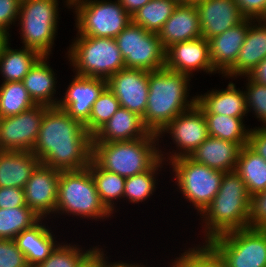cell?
<instances>
[{
	"mask_svg": "<svg viewBox=\"0 0 266 267\" xmlns=\"http://www.w3.org/2000/svg\"><path fill=\"white\" fill-rule=\"evenodd\" d=\"M93 137L82 123L58 106H47L32 152L40 163L59 171L87 168Z\"/></svg>",
	"mask_w": 266,
	"mask_h": 267,
	"instance_id": "6da1fadb",
	"label": "cell"
},
{
	"mask_svg": "<svg viewBox=\"0 0 266 267\" xmlns=\"http://www.w3.org/2000/svg\"><path fill=\"white\" fill-rule=\"evenodd\" d=\"M190 79L166 67L148 72L149 93L142 120L151 133L158 135L180 113L196 104V96L187 99Z\"/></svg>",
	"mask_w": 266,
	"mask_h": 267,
	"instance_id": "7a4b0ae2",
	"label": "cell"
},
{
	"mask_svg": "<svg viewBox=\"0 0 266 267\" xmlns=\"http://www.w3.org/2000/svg\"><path fill=\"white\" fill-rule=\"evenodd\" d=\"M249 201L242 178L235 171L224 173L217 195L201 213V218H205L204 243L226 232L247 228Z\"/></svg>",
	"mask_w": 266,
	"mask_h": 267,
	"instance_id": "3957f363",
	"label": "cell"
},
{
	"mask_svg": "<svg viewBox=\"0 0 266 267\" xmlns=\"http://www.w3.org/2000/svg\"><path fill=\"white\" fill-rule=\"evenodd\" d=\"M157 134L121 142L92 143V159L103 169L122 177L149 170L164 155ZM157 141V143H156Z\"/></svg>",
	"mask_w": 266,
	"mask_h": 267,
	"instance_id": "277c9868",
	"label": "cell"
},
{
	"mask_svg": "<svg viewBox=\"0 0 266 267\" xmlns=\"http://www.w3.org/2000/svg\"><path fill=\"white\" fill-rule=\"evenodd\" d=\"M77 36L68 51L75 75L108 80L125 68L115 38Z\"/></svg>",
	"mask_w": 266,
	"mask_h": 267,
	"instance_id": "5b68a950",
	"label": "cell"
},
{
	"mask_svg": "<svg viewBox=\"0 0 266 267\" xmlns=\"http://www.w3.org/2000/svg\"><path fill=\"white\" fill-rule=\"evenodd\" d=\"M57 212L95 220L112 214L102 203L88 167L60 172Z\"/></svg>",
	"mask_w": 266,
	"mask_h": 267,
	"instance_id": "8992f818",
	"label": "cell"
},
{
	"mask_svg": "<svg viewBox=\"0 0 266 267\" xmlns=\"http://www.w3.org/2000/svg\"><path fill=\"white\" fill-rule=\"evenodd\" d=\"M70 6L75 8L77 35L115 38L132 22L118 0H70Z\"/></svg>",
	"mask_w": 266,
	"mask_h": 267,
	"instance_id": "52a82bcc",
	"label": "cell"
},
{
	"mask_svg": "<svg viewBox=\"0 0 266 267\" xmlns=\"http://www.w3.org/2000/svg\"><path fill=\"white\" fill-rule=\"evenodd\" d=\"M58 5L57 0L21 1L18 19L24 47L50 55L57 33Z\"/></svg>",
	"mask_w": 266,
	"mask_h": 267,
	"instance_id": "ba28073f",
	"label": "cell"
},
{
	"mask_svg": "<svg viewBox=\"0 0 266 267\" xmlns=\"http://www.w3.org/2000/svg\"><path fill=\"white\" fill-rule=\"evenodd\" d=\"M226 267H266V230L243 228L212 238L207 243Z\"/></svg>",
	"mask_w": 266,
	"mask_h": 267,
	"instance_id": "9c48e42d",
	"label": "cell"
},
{
	"mask_svg": "<svg viewBox=\"0 0 266 267\" xmlns=\"http://www.w3.org/2000/svg\"><path fill=\"white\" fill-rule=\"evenodd\" d=\"M169 162L181 193L201 214L217 195L224 172L197 163L189 156Z\"/></svg>",
	"mask_w": 266,
	"mask_h": 267,
	"instance_id": "30bf717a",
	"label": "cell"
},
{
	"mask_svg": "<svg viewBox=\"0 0 266 267\" xmlns=\"http://www.w3.org/2000/svg\"><path fill=\"white\" fill-rule=\"evenodd\" d=\"M115 40L125 68L149 72L165 68L166 49L157 33L148 32L131 22Z\"/></svg>",
	"mask_w": 266,
	"mask_h": 267,
	"instance_id": "8fae6325",
	"label": "cell"
},
{
	"mask_svg": "<svg viewBox=\"0 0 266 267\" xmlns=\"http://www.w3.org/2000/svg\"><path fill=\"white\" fill-rule=\"evenodd\" d=\"M46 105L37 104L22 113L1 118L0 151H32Z\"/></svg>",
	"mask_w": 266,
	"mask_h": 267,
	"instance_id": "7c38bea8",
	"label": "cell"
},
{
	"mask_svg": "<svg viewBox=\"0 0 266 267\" xmlns=\"http://www.w3.org/2000/svg\"><path fill=\"white\" fill-rule=\"evenodd\" d=\"M166 132L170 133L179 149V152L176 150L175 153L172 152L173 154L169 156L170 161L178 157L190 156L209 137L205 116L196 104L169 122L160 131L158 137L160 138V135Z\"/></svg>",
	"mask_w": 266,
	"mask_h": 267,
	"instance_id": "4fadbf2b",
	"label": "cell"
},
{
	"mask_svg": "<svg viewBox=\"0 0 266 267\" xmlns=\"http://www.w3.org/2000/svg\"><path fill=\"white\" fill-rule=\"evenodd\" d=\"M148 72L124 68L107 80V87L119 100L120 107L143 118L149 93Z\"/></svg>",
	"mask_w": 266,
	"mask_h": 267,
	"instance_id": "5bb4252c",
	"label": "cell"
},
{
	"mask_svg": "<svg viewBox=\"0 0 266 267\" xmlns=\"http://www.w3.org/2000/svg\"><path fill=\"white\" fill-rule=\"evenodd\" d=\"M60 172L40 163L24 187L27 206L41 219L56 211Z\"/></svg>",
	"mask_w": 266,
	"mask_h": 267,
	"instance_id": "9a60e30c",
	"label": "cell"
},
{
	"mask_svg": "<svg viewBox=\"0 0 266 267\" xmlns=\"http://www.w3.org/2000/svg\"><path fill=\"white\" fill-rule=\"evenodd\" d=\"M106 87L105 79L76 75L57 106L85 125L89 121L93 103Z\"/></svg>",
	"mask_w": 266,
	"mask_h": 267,
	"instance_id": "2e32d148",
	"label": "cell"
},
{
	"mask_svg": "<svg viewBox=\"0 0 266 267\" xmlns=\"http://www.w3.org/2000/svg\"><path fill=\"white\" fill-rule=\"evenodd\" d=\"M165 67L189 77L196 70L216 73L210 61L208 40L202 36L194 40L174 43L168 47Z\"/></svg>",
	"mask_w": 266,
	"mask_h": 267,
	"instance_id": "e0dca14e",
	"label": "cell"
},
{
	"mask_svg": "<svg viewBox=\"0 0 266 267\" xmlns=\"http://www.w3.org/2000/svg\"><path fill=\"white\" fill-rule=\"evenodd\" d=\"M196 7L201 34L207 40L246 19L235 0H205L196 4Z\"/></svg>",
	"mask_w": 266,
	"mask_h": 267,
	"instance_id": "ac0fdd59",
	"label": "cell"
},
{
	"mask_svg": "<svg viewBox=\"0 0 266 267\" xmlns=\"http://www.w3.org/2000/svg\"><path fill=\"white\" fill-rule=\"evenodd\" d=\"M249 28V18L210 39L209 55L217 73L225 74L237 61Z\"/></svg>",
	"mask_w": 266,
	"mask_h": 267,
	"instance_id": "d6986e66",
	"label": "cell"
},
{
	"mask_svg": "<svg viewBox=\"0 0 266 267\" xmlns=\"http://www.w3.org/2000/svg\"><path fill=\"white\" fill-rule=\"evenodd\" d=\"M199 13L196 5L178 4L173 14L158 32L165 49L174 43L194 40L201 37Z\"/></svg>",
	"mask_w": 266,
	"mask_h": 267,
	"instance_id": "ffe728a7",
	"label": "cell"
},
{
	"mask_svg": "<svg viewBox=\"0 0 266 267\" xmlns=\"http://www.w3.org/2000/svg\"><path fill=\"white\" fill-rule=\"evenodd\" d=\"M258 22V25L255 22ZM253 22V23H252ZM266 58V23L249 19V28L235 64L224 74L226 77L246 76Z\"/></svg>",
	"mask_w": 266,
	"mask_h": 267,
	"instance_id": "44dd1931",
	"label": "cell"
},
{
	"mask_svg": "<svg viewBox=\"0 0 266 267\" xmlns=\"http://www.w3.org/2000/svg\"><path fill=\"white\" fill-rule=\"evenodd\" d=\"M247 143H234L209 136L189 156L195 162L224 173L235 171L238 157Z\"/></svg>",
	"mask_w": 266,
	"mask_h": 267,
	"instance_id": "7402d4cb",
	"label": "cell"
},
{
	"mask_svg": "<svg viewBox=\"0 0 266 267\" xmlns=\"http://www.w3.org/2000/svg\"><path fill=\"white\" fill-rule=\"evenodd\" d=\"M150 131L142 117L120 107L92 137V143L121 142L146 137Z\"/></svg>",
	"mask_w": 266,
	"mask_h": 267,
	"instance_id": "603a6c76",
	"label": "cell"
},
{
	"mask_svg": "<svg viewBox=\"0 0 266 267\" xmlns=\"http://www.w3.org/2000/svg\"><path fill=\"white\" fill-rule=\"evenodd\" d=\"M196 105L203 114H219L235 118L247 116L245 93L229 82L224 90H213L196 96Z\"/></svg>",
	"mask_w": 266,
	"mask_h": 267,
	"instance_id": "cb8c5ba5",
	"label": "cell"
},
{
	"mask_svg": "<svg viewBox=\"0 0 266 267\" xmlns=\"http://www.w3.org/2000/svg\"><path fill=\"white\" fill-rule=\"evenodd\" d=\"M39 164L32 151H0V187L24 189Z\"/></svg>",
	"mask_w": 266,
	"mask_h": 267,
	"instance_id": "d4e9b609",
	"label": "cell"
},
{
	"mask_svg": "<svg viewBox=\"0 0 266 267\" xmlns=\"http://www.w3.org/2000/svg\"><path fill=\"white\" fill-rule=\"evenodd\" d=\"M41 220L14 238L29 267H36L44 262L57 246L53 232H50L49 227L46 228Z\"/></svg>",
	"mask_w": 266,
	"mask_h": 267,
	"instance_id": "484cf974",
	"label": "cell"
},
{
	"mask_svg": "<svg viewBox=\"0 0 266 267\" xmlns=\"http://www.w3.org/2000/svg\"><path fill=\"white\" fill-rule=\"evenodd\" d=\"M48 56H41L31 67L29 72L23 78L22 82L27 89L30 97L36 104L46 106H57L58 99H54L56 94L57 79L55 73L47 61Z\"/></svg>",
	"mask_w": 266,
	"mask_h": 267,
	"instance_id": "4316f807",
	"label": "cell"
},
{
	"mask_svg": "<svg viewBox=\"0 0 266 267\" xmlns=\"http://www.w3.org/2000/svg\"><path fill=\"white\" fill-rule=\"evenodd\" d=\"M42 55L31 48L12 49L8 44L0 57V72L3 82L22 81L31 67Z\"/></svg>",
	"mask_w": 266,
	"mask_h": 267,
	"instance_id": "83f0119b",
	"label": "cell"
},
{
	"mask_svg": "<svg viewBox=\"0 0 266 267\" xmlns=\"http://www.w3.org/2000/svg\"><path fill=\"white\" fill-rule=\"evenodd\" d=\"M235 172L245 182L250 196L266 189V161L247 145L240 151Z\"/></svg>",
	"mask_w": 266,
	"mask_h": 267,
	"instance_id": "f1b7e54d",
	"label": "cell"
},
{
	"mask_svg": "<svg viewBox=\"0 0 266 267\" xmlns=\"http://www.w3.org/2000/svg\"><path fill=\"white\" fill-rule=\"evenodd\" d=\"M88 169L102 203L113 214L114 201L124 198L125 177L101 168L91 159Z\"/></svg>",
	"mask_w": 266,
	"mask_h": 267,
	"instance_id": "f546056e",
	"label": "cell"
},
{
	"mask_svg": "<svg viewBox=\"0 0 266 267\" xmlns=\"http://www.w3.org/2000/svg\"><path fill=\"white\" fill-rule=\"evenodd\" d=\"M178 4L175 0H150L131 16L132 23L158 34Z\"/></svg>",
	"mask_w": 266,
	"mask_h": 267,
	"instance_id": "4dcf8cb0",
	"label": "cell"
},
{
	"mask_svg": "<svg viewBox=\"0 0 266 267\" xmlns=\"http://www.w3.org/2000/svg\"><path fill=\"white\" fill-rule=\"evenodd\" d=\"M37 105L22 81L3 82L0 85L1 118L15 116Z\"/></svg>",
	"mask_w": 266,
	"mask_h": 267,
	"instance_id": "1f68e13d",
	"label": "cell"
},
{
	"mask_svg": "<svg viewBox=\"0 0 266 267\" xmlns=\"http://www.w3.org/2000/svg\"><path fill=\"white\" fill-rule=\"evenodd\" d=\"M208 134L234 143H248L250 130L246 129L242 118L219 114H204Z\"/></svg>",
	"mask_w": 266,
	"mask_h": 267,
	"instance_id": "d6a6232c",
	"label": "cell"
},
{
	"mask_svg": "<svg viewBox=\"0 0 266 267\" xmlns=\"http://www.w3.org/2000/svg\"><path fill=\"white\" fill-rule=\"evenodd\" d=\"M39 218L28 206L0 209V239H14Z\"/></svg>",
	"mask_w": 266,
	"mask_h": 267,
	"instance_id": "836d02e7",
	"label": "cell"
},
{
	"mask_svg": "<svg viewBox=\"0 0 266 267\" xmlns=\"http://www.w3.org/2000/svg\"><path fill=\"white\" fill-rule=\"evenodd\" d=\"M164 159H159L149 170L125 179L124 198L131 203L143 202L156 190V173ZM155 176V177H154Z\"/></svg>",
	"mask_w": 266,
	"mask_h": 267,
	"instance_id": "e575fe53",
	"label": "cell"
},
{
	"mask_svg": "<svg viewBox=\"0 0 266 267\" xmlns=\"http://www.w3.org/2000/svg\"><path fill=\"white\" fill-rule=\"evenodd\" d=\"M120 108L119 100L106 87L93 103L89 121L84 125L86 131L93 136Z\"/></svg>",
	"mask_w": 266,
	"mask_h": 267,
	"instance_id": "d590c367",
	"label": "cell"
},
{
	"mask_svg": "<svg viewBox=\"0 0 266 267\" xmlns=\"http://www.w3.org/2000/svg\"><path fill=\"white\" fill-rule=\"evenodd\" d=\"M179 267H226L223 260L207 244L185 250L175 258Z\"/></svg>",
	"mask_w": 266,
	"mask_h": 267,
	"instance_id": "8d00e7d4",
	"label": "cell"
},
{
	"mask_svg": "<svg viewBox=\"0 0 266 267\" xmlns=\"http://www.w3.org/2000/svg\"><path fill=\"white\" fill-rule=\"evenodd\" d=\"M80 249L78 245L74 246L70 243L69 245L58 244L50 256L36 267H76L78 262L91 250L90 248L83 252Z\"/></svg>",
	"mask_w": 266,
	"mask_h": 267,
	"instance_id": "74e56055",
	"label": "cell"
},
{
	"mask_svg": "<svg viewBox=\"0 0 266 267\" xmlns=\"http://www.w3.org/2000/svg\"><path fill=\"white\" fill-rule=\"evenodd\" d=\"M248 83L246 84L245 98L248 112L252 109L256 117L266 127V85L260 84L252 80L248 75Z\"/></svg>",
	"mask_w": 266,
	"mask_h": 267,
	"instance_id": "f35d334b",
	"label": "cell"
},
{
	"mask_svg": "<svg viewBox=\"0 0 266 267\" xmlns=\"http://www.w3.org/2000/svg\"><path fill=\"white\" fill-rule=\"evenodd\" d=\"M248 227L266 230V189L250 196Z\"/></svg>",
	"mask_w": 266,
	"mask_h": 267,
	"instance_id": "ab89813d",
	"label": "cell"
},
{
	"mask_svg": "<svg viewBox=\"0 0 266 267\" xmlns=\"http://www.w3.org/2000/svg\"><path fill=\"white\" fill-rule=\"evenodd\" d=\"M0 267H29L14 239H0Z\"/></svg>",
	"mask_w": 266,
	"mask_h": 267,
	"instance_id": "60d3db41",
	"label": "cell"
},
{
	"mask_svg": "<svg viewBox=\"0 0 266 267\" xmlns=\"http://www.w3.org/2000/svg\"><path fill=\"white\" fill-rule=\"evenodd\" d=\"M22 0H0V29L9 33L12 23L16 22ZM11 24V25H10Z\"/></svg>",
	"mask_w": 266,
	"mask_h": 267,
	"instance_id": "b9f144b4",
	"label": "cell"
},
{
	"mask_svg": "<svg viewBox=\"0 0 266 267\" xmlns=\"http://www.w3.org/2000/svg\"><path fill=\"white\" fill-rule=\"evenodd\" d=\"M27 206L25 192L17 187H0V209Z\"/></svg>",
	"mask_w": 266,
	"mask_h": 267,
	"instance_id": "7bdbcfd3",
	"label": "cell"
},
{
	"mask_svg": "<svg viewBox=\"0 0 266 267\" xmlns=\"http://www.w3.org/2000/svg\"><path fill=\"white\" fill-rule=\"evenodd\" d=\"M242 14L249 19H261L266 13V0H235Z\"/></svg>",
	"mask_w": 266,
	"mask_h": 267,
	"instance_id": "ee69618b",
	"label": "cell"
},
{
	"mask_svg": "<svg viewBox=\"0 0 266 267\" xmlns=\"http://www.w3.org/2000/svg\"><path fill=\"white\" fill-rule=\"evenodd\" d=\"M247 146L266 161V127L251 128Z\"/></svg>",
	"mask_w": 266,
	"mask_h": 267,
	"instance_id": "f6af8a7d",
	"label": "cell"
},
{
	"mask_svg": "<svg viewBox=\"0 0 266 267\" xmlns=\"http://www.w3.org/2000/svg\"><path fill=\"white\" fill-rule=\"evenodd\" d=\"M104 252L98 247H93L76 265V267H103Z\"/></svg>",
	"mask_w": 266,
	"mask_h": 267,
	"instance_id": "bcb514c9",
	"label": "cell"
},
{
	"mask_svg": "<svg viewBox=\"0 0 266 267\" xmlns=\"http://www.w3.org/2000/svg\"><path fill=\"white\" fill-rule=\"evenodd\" d=\"M252 80L266 85V58L248 75Z\"/></svg>",
	"mask_w": 266,
	"mask_h": 267,
	"instance_id": "7dc6e473",
	"label": "cell"
},
{
	"mask_svg": "<svg viewBox=\"0 0 266 267\" xmlns=\"http://www.w3.org/2000/svg\"><path fill=\"white\" fill-rule=\"evenodd\" d=\"M124 9L132 16L150 0H118Z\"/></svg>",
	"mask_w": 266,
	"mask_h": 267,
	"instance_id": "c3c4849f",
	"label": "cell"
},
{
	"mask_svg": "<svg viewBox=\"0 0 266 267\" xmlns=\"http://www.w3.org/2000/svg\"><path fill=\"white\" fill-rule=\"evenodd\" d=\"M103 267H145L144 265H141V263H140V265L137 263V264H135V263H133V264H129V263H125V262H108L107 260H106V258H105V260H104V265H103Z\"/></svg>",
	"mask_w": 266,
	"mask_h": 267,
	"instance_id": "681fc988",
	"label": "cell"
},
{
	"mask_svg": "<svg viewBox=\"0 0 266 267\" xmlns=\"http://www.w3.org/2000/svg\"><path fill=\"white\" fill-rule=\"evenodd\" d=\"M10 34L0 29V57L2 54L3 48L9 44V36Z\"/></svg>",
	"mask_w": 266,
	"mask_h": 267,
	"instance_id": "f907efd6",
	"label": "cell"
},
{
	"mask_svg": "<svg viewBox=\"0 0 266 267\" xmlns=\"http://www.w3.org/2000/svg\"><path fill=\"white\" fill-rule=\"evenodd\" d=\"M202 1H205V0H188V4L196 5V4H198L199 2H202Z\"/></svg>",
	"mask_w": 266,
	"mask_h": 267,
	"instance_id": "816d5d0a",
	"label": "cell"
},
{
	"mask_svg": "<svg viewBox=\"0 0 266 267\" xmlns=\"http://www.w3.org/2000/svg\"><path fill=\"white\" fill-rule=\"evenodd\" d=\"M175 1H177L179 4H182V3L188 4V0H175Z\"/></svg>",
	"mask_w": 266,
	"mask_h": 267,
	"instance_id": "f5cc1de1",
	"label": "cell"
},
{
	"mask_svg": "<svg viewBox=\"0 0 266 267\" xmlns=\"http://www.w3.org/2000/svg\"><path fill=\"white\" fill-rule=\"evenodd\" d=\"M170 267H179V264L177 263V260H174V262L171 264Z\"/></svg>",
	"mask_w": 266,
	"mask_h": 267,
	"instance_id": "db71d44e",
	"label": "cell"
},
{
	"mask_svg": "<svg viewBox=\"0 0 266 267\" xmlns=\"http://www.w3.org/2000/svg\"><path fill=\"white\" fill-rule=\"evenodd\" d=\"M261 20H262L264 23H266V13H265V15L261 18Z\"/></svg>",
	"mask_w": 266,
	"mask_h": 267,
	"instance_id": "11a10c76",
	"label": "cell"
},
{
	"mask_svg": "<svg viewBox=\"0 0 266 267\" xmlns=\"http://www.w3.org/2000/svg\"><path fill=\"white\" fill-rule=\"evenodd\" d=\"M66 5L68 6V8H70V0H66Z\"/></svg>",
	"mask_w": 266,
	"mask_h": 267,
	"instance_id": "9f6ffc18",
	"label": "cell"
}]
</instances>
